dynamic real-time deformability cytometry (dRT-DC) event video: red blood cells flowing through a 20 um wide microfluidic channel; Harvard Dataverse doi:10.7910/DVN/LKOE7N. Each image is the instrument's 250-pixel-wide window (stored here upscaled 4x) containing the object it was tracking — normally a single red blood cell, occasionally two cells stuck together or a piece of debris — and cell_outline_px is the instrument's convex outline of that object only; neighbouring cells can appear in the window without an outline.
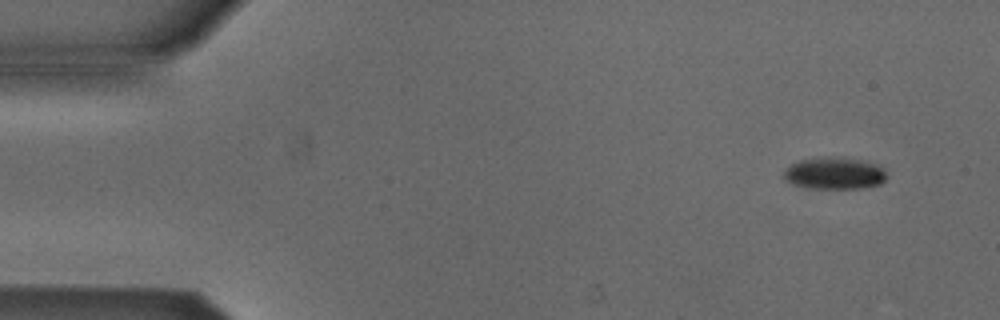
{"species": "Egyptian fruit bat (a non-hibernating species)", "species_latin": "Rousettus aegyptiacus", "temperature_condition": "cold", "stored_images_in_passage": 4, "camera_frame_rate_fps": 3000, "um_per_image_px": 0.085, "animal": {"sex": "male"}, "frame": {"image": 1, "passage_image": 1, "time_ms": 0.0, "image_size_px": [1000, 320], "cell_outline_px": [[888, 176], [880, 184], [860, 188], [812, 188], [792, 184], [784, 180], [784, 172], [792, 164], [800, 160], [820, 156], [828, 156], [860, 160], [876, 164], [884, 168]], "centroid_in_image_um": [70.94, 14.72], "position_along_channel_um": 14.1, "area_um2": 19.13}}
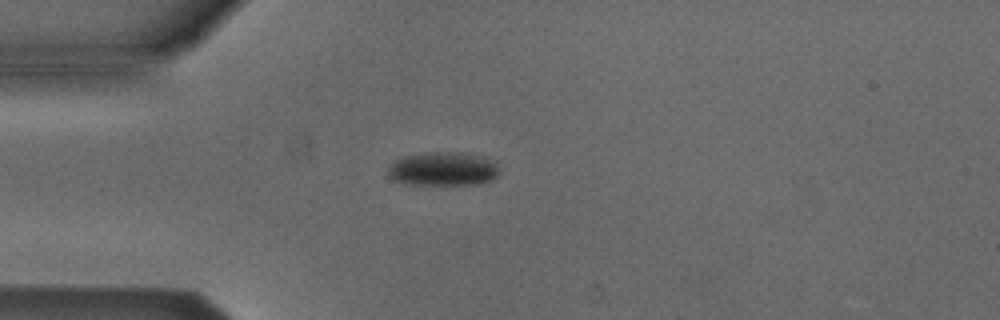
{"frame": {"image": 2, "passage_image": 4, "time_ms": 1.0, "image_size_px": [1000, 320], "cell_outline_px": [[500, 168], [496, 176], [492, 180], [480, 184], [412, 184], [392, 180], [388, 176], [388, 168], [396, 160], [404, 156], [428, 152], [460, 152], [484, 156], [496, 164]], "centroid_in_image_um": [37.68, 14.35], "position_along_channel_um": 47.3, "area_um2": 21.91}}